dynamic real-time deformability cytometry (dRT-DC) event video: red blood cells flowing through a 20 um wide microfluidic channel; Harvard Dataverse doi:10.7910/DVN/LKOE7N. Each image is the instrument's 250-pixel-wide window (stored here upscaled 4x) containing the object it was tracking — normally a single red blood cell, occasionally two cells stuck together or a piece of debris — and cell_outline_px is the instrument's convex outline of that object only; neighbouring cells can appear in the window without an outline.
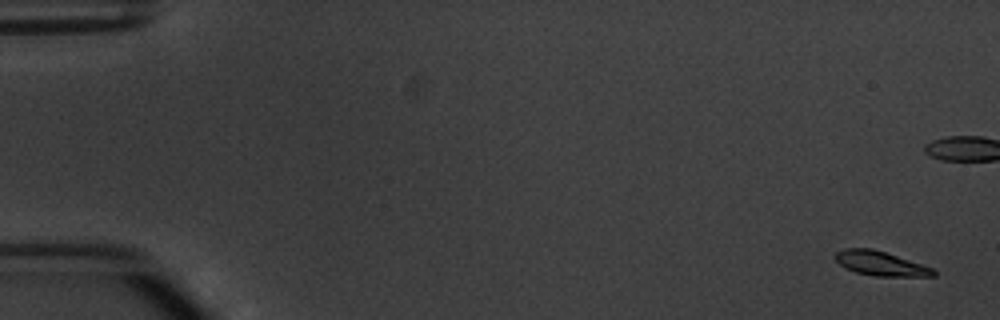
{"species": "common noctule bat (a hibernating species)", "species_latin": "Nyctalus noctula", "temperature_condition": "warm", "stored_images_in_passage": 7, "camera_frame_rate_fps": 3000, "um_per_image_px": 0.085, "animal": {"sex": "male", "body_mass_g": 20.1, "forearm_length_mm": 53.5}, "frame": {"image": 1, "passage_image": 1, "time_ms": 0.0, "image_size_px": [1000, 320], "cell_outline_px": [[936, 276], [876, 276], [856, 272], [840, 264], [832, 256], [836, 252], [844, 248], [872, 248], [932, 268], [936, 272]], "centroid_in_image_um": [74.8, 22.39], "position_along_channel_um": 10.2, "area_um2": 13.64}}
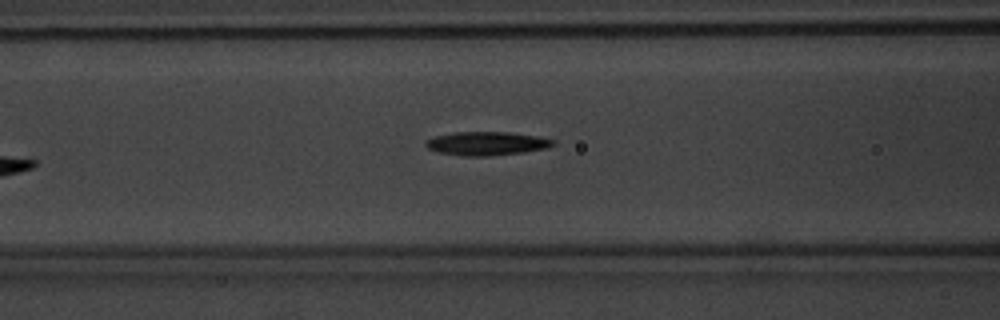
{"frame": {"image": 2, "passage_image": 7, "time_ms": 8.0, "image_size_px": [1000, 320], "cell_outline_px": [[556, 144], [548, 148], [524, 152], [488, 156], [464, 156], [440, 152], [428, 148], [424, 144], [424, 140], [436, 136], [452, 132], [512, 132], [536, 136], [556, 140]], "centroid_in_image_um": [41.39, 12.19], "position_along_channel_um": 125.2, "area_um2": 17.63}}